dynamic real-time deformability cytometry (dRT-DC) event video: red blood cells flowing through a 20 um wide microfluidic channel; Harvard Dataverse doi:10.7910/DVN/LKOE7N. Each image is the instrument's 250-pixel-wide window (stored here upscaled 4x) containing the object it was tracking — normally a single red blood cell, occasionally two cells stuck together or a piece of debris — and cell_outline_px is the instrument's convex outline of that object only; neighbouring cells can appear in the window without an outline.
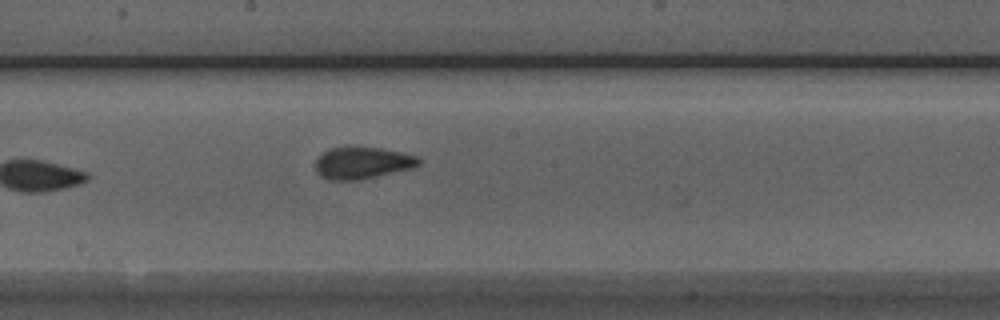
{"species": "Egyptian fruit bat (a non-hibernating species)", "species_latin": "Rousettus aegyptiacus", "temperature_condition": "room temperature", "stored_images_in_passage": 9, "camera_frame_rate_fps": 3000, "um_per_image_px": 0.085, "animal": {"sex": "male"}, "frame": {"image": 1, "passage_image": 9, "time_ms": 9.333, "image_size_px": [1000, 320], "cell_outline_px": [[420, 164], [412, 168], [356, 180], [328, 180], [320, 176], [316, 172], [316, 160], [328, 148], [348, 144], [352, 144], [380, 148], [420, 156]], "centroid_in_image_um": [30.77, 13.8], "position_along_channel_um": 217.4, "area_um2": 19.65}}